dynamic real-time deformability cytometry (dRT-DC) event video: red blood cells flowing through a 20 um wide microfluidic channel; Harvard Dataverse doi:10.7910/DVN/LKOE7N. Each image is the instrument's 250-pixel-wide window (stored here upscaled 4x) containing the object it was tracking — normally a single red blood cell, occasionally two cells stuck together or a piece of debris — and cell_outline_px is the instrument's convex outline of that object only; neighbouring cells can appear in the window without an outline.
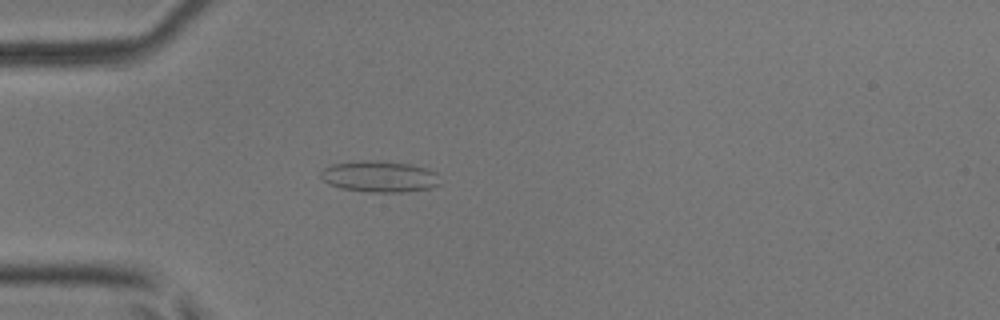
{"species": "common noctule bat (a hibernating species)", "species_latin": "Nyctalus noctula", "temperature_condition": "room temperature", "stored_images_in_passage": 5, "camera_frame_rate_fps": 3000, "um_per_image_px": 0.085, "animal": {"sex": "male", "body_mass_g": 17.9, "forearm_length_mm": 54.2}, "frame": {"image": 1, "passage_image": 5, "time_ms": 1.333, "image_size_px": [1000, 320], "cell_outline_px": [[440, 184], [432, 188], [404, 192], [368, 192], [340, 188], [328, 184], [320, 176], [320, 172], [324, 168], [332, 164], [360, 160], [380, 160], [408, 164], [424, 168], [436, 172]], "centroid_in_image_um": [32.23, 15.0], "position_along_channel_um": 52.8, "area_um2": 21.85}}